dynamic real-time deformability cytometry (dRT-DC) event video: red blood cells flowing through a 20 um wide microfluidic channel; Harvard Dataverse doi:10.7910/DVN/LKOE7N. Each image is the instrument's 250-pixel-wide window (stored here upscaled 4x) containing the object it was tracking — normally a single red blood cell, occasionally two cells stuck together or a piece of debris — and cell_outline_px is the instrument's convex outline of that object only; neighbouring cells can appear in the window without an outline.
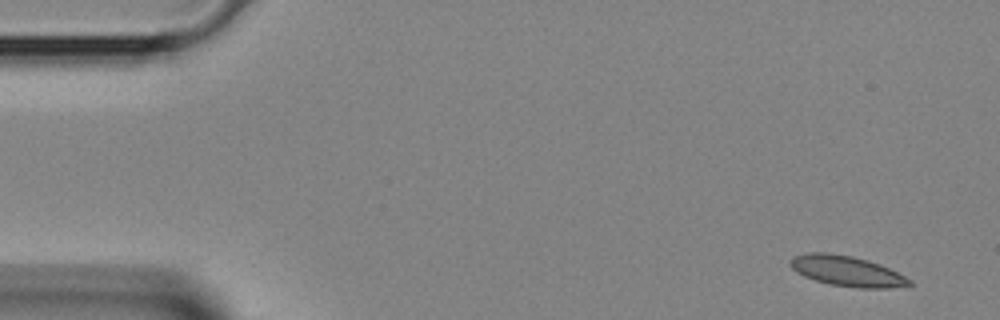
{"species": "Egyptian fruit bat (a non-hibernating species)", "species_latin": "Rousettus aegyptiacus", "temperature_condition": "room temperature", "stored_images_in_passage": 4, "segment_of_instrument_passage": [1, 2], "camera_frame_rate_fps": 3000, "um_per_image_px": 0.085, "animal": {"sex": "female"}, "frame": {"image": 1, "passage_image": 1, "time_ms": 0.0, "image_size_px": [1000, 320], "cell_outline_px": [[912, 284], [888, 288], [860, 288], [828, 284], [804, 276], [796, 272], [788, 264], [792, 256], [808, 252], [824, 252], [852, 256], [868, 260], [880, 264], [912, 280]], "centroid_in_image_um": [71.94, 23.03], "position_along_channel_um": 13.1, "area_um2": 21.04}}